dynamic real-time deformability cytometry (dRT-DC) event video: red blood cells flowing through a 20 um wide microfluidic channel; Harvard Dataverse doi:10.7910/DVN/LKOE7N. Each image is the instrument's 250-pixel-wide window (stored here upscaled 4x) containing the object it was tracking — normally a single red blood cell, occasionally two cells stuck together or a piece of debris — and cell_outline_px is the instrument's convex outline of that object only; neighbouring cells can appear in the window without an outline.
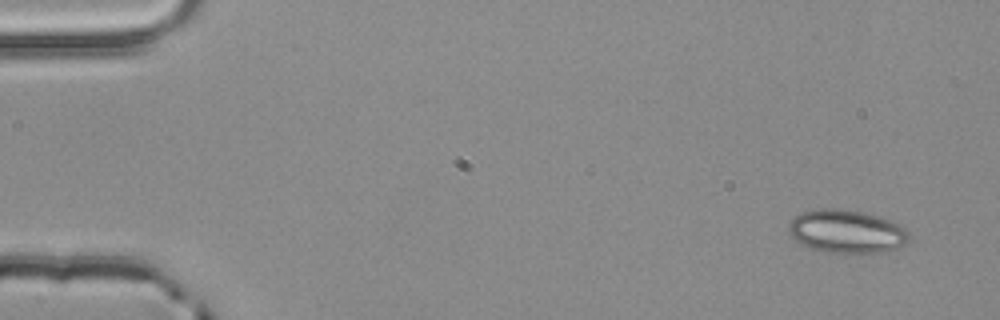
{"species": "common noctule bat (a hibernating species)", "species_latin": "Nyctalus noctula", "temperature_condition": "room temperature", "stored_images_in_passage": 3, "camera_frame_rate_fps": 3000, "um_per_image_px": 0.085, "animal": {"sex": "male", "body_mass_g": 20.4}, "frame": {"image": 1, "passage_image": 1, "time_ms": 0.0, "image_size_px": [1000, 320], "cell_outline_px": [[912, 240], [896, 248], [876, 252], [828, 252], [812, 248], [800, 244], [788, 232], [788, 224], [796, 216], [804, 212], [820, 208], [840, 208], [864, 212], [900, 224], [908, 232]], "centroid_in_image_um": [71.96, 19.66], "position_along_channel_um": 13.0, "area_um2": 30.06}}